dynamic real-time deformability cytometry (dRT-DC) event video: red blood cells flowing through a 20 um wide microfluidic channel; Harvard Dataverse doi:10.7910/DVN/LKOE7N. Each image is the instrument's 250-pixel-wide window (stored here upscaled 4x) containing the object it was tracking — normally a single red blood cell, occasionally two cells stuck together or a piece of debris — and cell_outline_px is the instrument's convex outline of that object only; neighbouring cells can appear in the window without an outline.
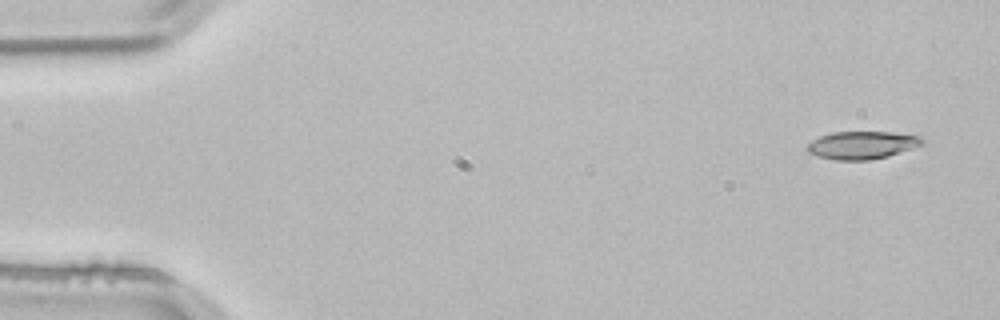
{"species": "common noctule bat (a hibernating species)", "species_latin": "Nyctalus noctula", "temperature_condition": "room temperature", "stored_images_in_passage": 3, "camera_frame_rate_fps": 3000, "um_per_image_px": 0.085, "animal": {"sex": "male", "body_mass_g": 21.5, "forearm_length_mm": 52.0}, "frame": {"image": 1, "passage_image": 1, "time_ms": 0.0, "image_size_px": [1000, 320], "cell_outline_px": [[924, 144], [888, 156], [868, 160], [836, 160], [820, 156], [808, 152], [804, 148], [812, 140], [820, 136], [832, 132], [888, 132], [920, 136], [924, 140]], "centroid_in_image_um": [73.26, 12.33], "position_along_channel_um": 11.7, "area_um2": 18.5}}